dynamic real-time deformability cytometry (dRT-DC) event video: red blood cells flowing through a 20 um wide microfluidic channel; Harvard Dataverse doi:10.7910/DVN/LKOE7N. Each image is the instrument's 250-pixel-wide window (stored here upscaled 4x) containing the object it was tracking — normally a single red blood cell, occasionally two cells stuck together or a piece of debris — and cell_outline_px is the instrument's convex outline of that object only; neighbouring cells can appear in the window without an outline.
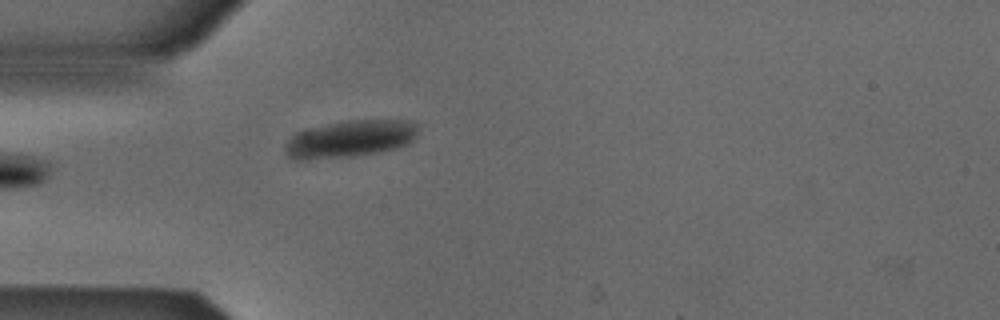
{"species": "Egyptian fruit bat (a non-hibernating species)", "species_latin": "Rousettus aegyptiacus", "temperature_condition": "cold", "stored_images_in_passage": 4, "camera_frame_rate_fps": 3000, "um_per_image_px": 0.085, "animal": {"sex": "male"}, "frame": {"image": 1, "passage_image": 4, "time_ms": 1.0, "image_size_px": [1000, 320], "cell_outline_px": [[416, 136], [408, 144], [400, 148], [352, 156], [292, 156], [284, 148], [284, 144], [296, 132], [308, 128], [344, 120], [412, 120], [416, 124]], "centroid_in_image_um": [29.88, 11.73], "position_along_channel_um": 55.1, "area_um2": 27.69}}